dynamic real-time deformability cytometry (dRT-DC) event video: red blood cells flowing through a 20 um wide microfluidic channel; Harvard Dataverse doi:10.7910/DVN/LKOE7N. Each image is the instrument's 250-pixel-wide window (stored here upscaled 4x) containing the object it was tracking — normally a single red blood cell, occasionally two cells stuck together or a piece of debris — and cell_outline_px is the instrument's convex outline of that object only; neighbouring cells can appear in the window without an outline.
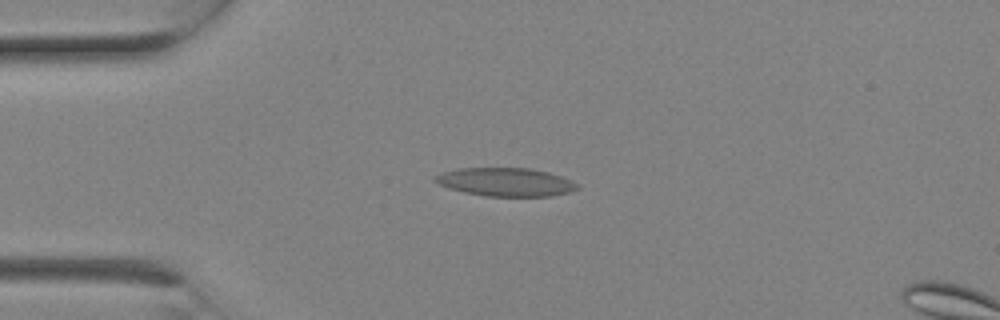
{"species": "Egyptian fruit bat (a non-hibernating species)", "species_latin": "Rousettus aegyptiacus", "temperature_condition": "room temperature", "stored_images_in_passage": 2, "camera_frame_rate_fps": 3000, "um_per_image_px": 0.085, "animal": {"sex": "female"}, "frame": {"image": 1, "passage_image": 1, "time_ms": 0.0, "image_size_px": [1000, 320], "cell_outline_px": [[580, 188], [572, 192], [552, 196], [484, 196], [464, 192], [448, 188], [432, 180], [432, 176], [444, 172], [460, 168], [528, 168], [548, 172], [560, 176], [576, 184]], "centroid_in_image_um": [42.96, 15.48], "position_along_channel_um": 42.0, "area_um2": 23.47}}